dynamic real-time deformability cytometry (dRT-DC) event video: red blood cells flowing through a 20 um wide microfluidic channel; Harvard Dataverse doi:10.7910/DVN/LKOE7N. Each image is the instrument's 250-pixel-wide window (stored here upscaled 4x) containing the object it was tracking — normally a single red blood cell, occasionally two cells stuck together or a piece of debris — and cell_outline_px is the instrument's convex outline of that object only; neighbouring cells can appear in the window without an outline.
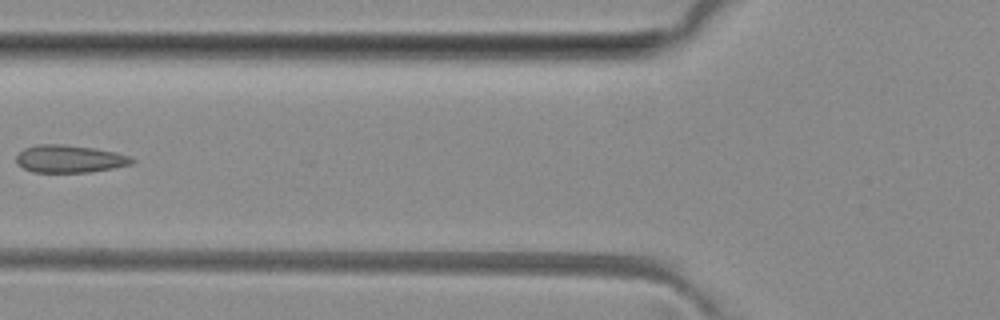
{"species": "common noctule bat (a hibernating species)", "species_latin": "Nyctalus noctula", "temperature_condition": "room temperature", "stored_images_in_passage": 7, "camera_frame_rate_fps": 3000, "um_per_image_px": 0.085, "animal": {"sex": "female", "body_mass_g": 29.2, "forearm_length_mm": 56.3}, "frame": {"image": 1, "passage_image": 6, "time_ms": 5.667, "image_size_px": [1000, 320], "cell_outline_px": [[136, 160], [132, 164], [92, 172], [32, 172], [16, 164], [16, 156], [24, 148], [36, 144], [64, 144], [96, 148], [116, 152], [132, 156]], "centroid_in_image_um": [5.93, 13.49], "position_along_channel_um": 119.9, "area_um2": 18.84}}
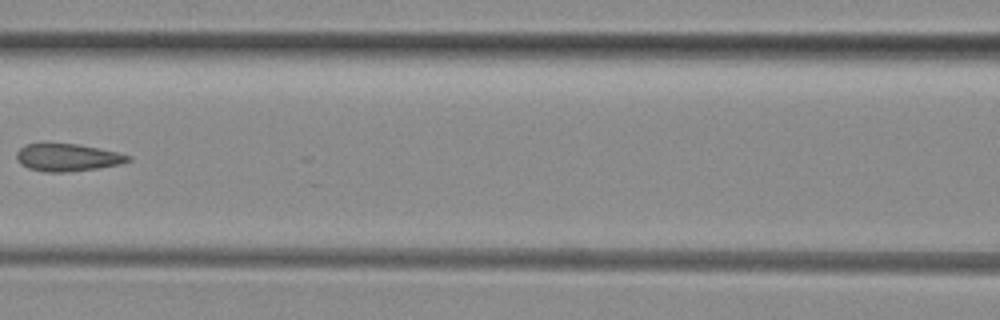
{"frame": {"image": 2, "passage_image": 7, "time_ms": 6.667, "image_size_px": [1000, 320], "cell_outline_px": [[132, 160], [120, 164], [96, 168], [64, 172], [44, 172], [28, 168], [20, 164], [16, 160], [16, 152], [24, 144], [40, 140], [76, 144], [116, 152], [132, 156]], "centroid_in_image_um": [5.63, 13.34], "position_along_channel_um": 161.0, "area_um2": 18.44}}